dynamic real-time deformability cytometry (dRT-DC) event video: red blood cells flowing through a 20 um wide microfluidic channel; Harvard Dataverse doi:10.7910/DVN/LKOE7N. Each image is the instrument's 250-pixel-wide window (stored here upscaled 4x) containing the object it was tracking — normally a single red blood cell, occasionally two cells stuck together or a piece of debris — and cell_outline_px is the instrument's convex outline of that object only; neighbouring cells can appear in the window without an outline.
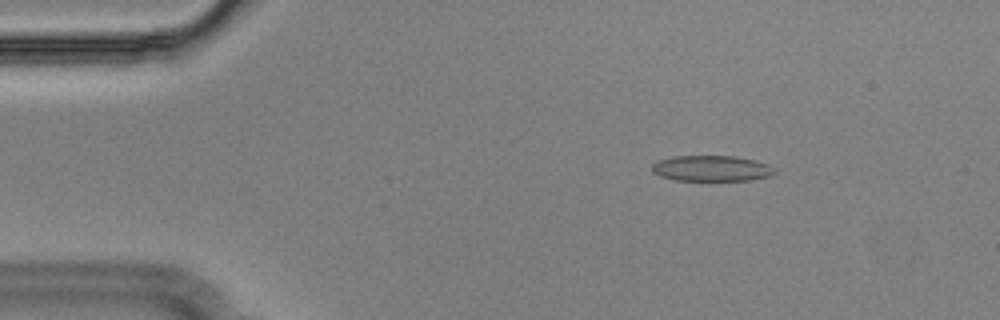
{"species": "Egyptian fruit bat (a non-hibernating species)", "species_latin": "Rousettus aegyptiacus", "temperature_condition": "cold", "stored_images_in_passage": 54, "camera_frame_rate_fps": 3000, "um_per_image_px": 0.085, "animal": {"sex": "male"}, "frame": {"image": 1, "passage_image": 8, "time_ms": 2.333, "image_size_px": [1000, 320], "cell_outline_px": [[776, 172], [772, 176], [752, 180], [676, 180], [660, 176], [652, 172], [652, 164], [656, 160], [672, 156], [736, 156], [756, 160], [768, 164], [776, 168]], "centroid_in_image_um": [60.51, 14.31], "position_along_channel_um": 24.5, "area_um2": 18.67}}
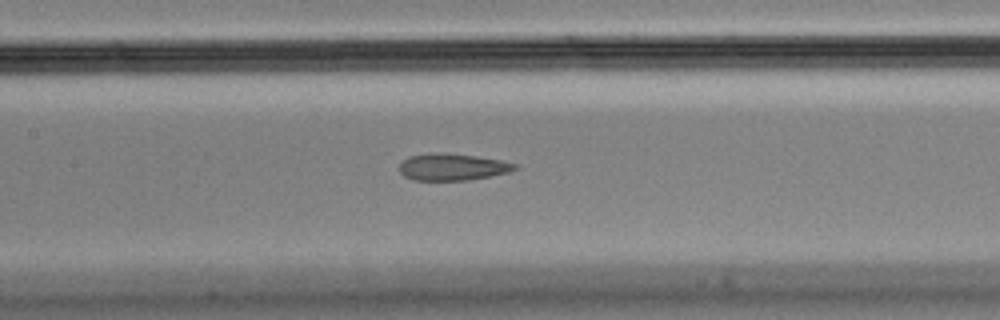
{"frame": {"image": 2, "passage_image": 25, "time_ms": 8.0, "image_size_px": [1000, 320], "cell_outline_px": [[520, 168], [508, 172], [468, 180], [412, 180], [404, 176], [400, 172], [400, 164], [408, 156], [476, 156], [500, 160], [516, 164]], "centroid_in_image_um": [38.5, 14.25], "position_along_channel_um": 168.9, "area_um2": 16.94}}
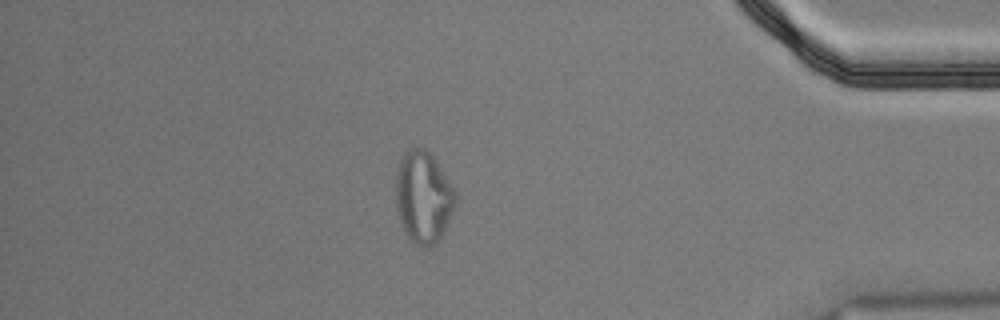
{"frame": {"image": 3, "passage_image": 47, "time_ms": 15.333, "image_size_px": [1000, 320], "cell_outline_px": [[456, 204], [448, 224], [444, 232], [436, 244], [428, 248], [420, 248], [408, 240], [400, 224], [396, 208], [396, 168], [400, 156], [408, 148], [424, 148], [436, 160], [456, 192]], "centroid_in_image_um": [35.96, 16.8], "position_along_channel_um": 399.2, "area_um2": 32.71}, "authors_computed_cell_mechanics": {"area_um2": 19.652, "velocity_mm_per_s": 3.6458, "shape_relaxation_time_tau1_ms": null, "shape_relaxation_time_tau2_ms": 2.0627, "deformation_change_tau1": null, "deformation_change_tau2": 0.0901}}